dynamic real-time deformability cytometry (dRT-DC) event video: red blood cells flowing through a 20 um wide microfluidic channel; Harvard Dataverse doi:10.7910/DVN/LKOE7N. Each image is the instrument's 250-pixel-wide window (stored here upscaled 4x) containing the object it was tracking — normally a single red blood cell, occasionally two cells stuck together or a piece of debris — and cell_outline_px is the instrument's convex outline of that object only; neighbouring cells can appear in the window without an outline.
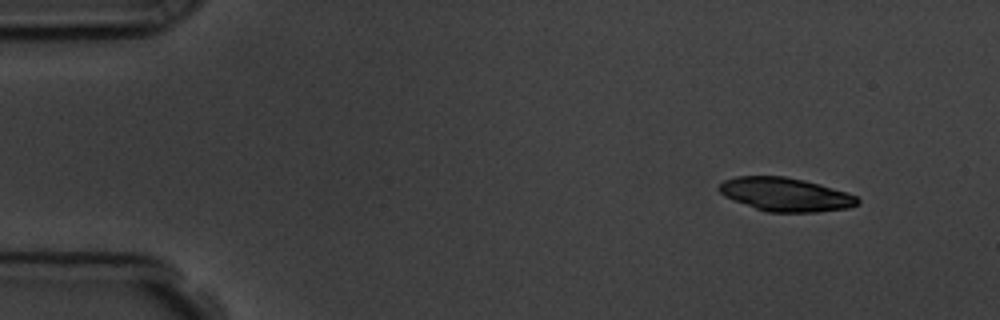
{"species": "common noctule bat (a hibernating species)", "species_latin": "Nyctalus noctula", "temperature_condition": "room temperature", "stored_images_in_passage": 51, "camera_frame_rate_fps": 3000, "um_per_image_px": 0.085, "animal": {"sex": "male", "body_mass_g": 19.5, "forearm_length_mm": 54.6}, "frame": {"image": 1, "passage_image": 1, "time_ms": 0.0, "image_size_px": [1000, 320], "cell_outline_px": [[860, 204], [848, 208], [816, 212], [768, 212], [756, 208], [724, 196], [716, 188], [724, 180], [736, 176], [784, 176], [804, 180], [820, 184], [848, 192], [856, 196], [860, 200]], "centroid_in_image_um": [66.79, 16.52], "position_along_channel_um": 18.2, "area_um2": 27.11}}
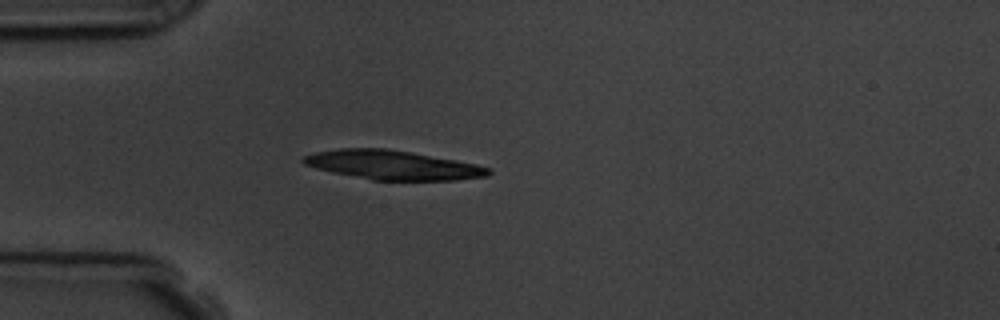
{"frame": {"image": 2, "passage_image": 11, "time_ms": 3.333, "image_size_px": [1000, 320], "cell_outline_px": [[492, 172], [488, 176], [456, 180], [372, 180], [332, 172], [316, 168], [304, 164], [300, 160], [304, 156], [316, 152], [340, 148], [388, 148], [456, 160], [476, 164], [492, 168]], "centroid_in_image_um": [33.4, 14.02], "position_along_channel_um": 51.6, "area_um2": 31.5}}